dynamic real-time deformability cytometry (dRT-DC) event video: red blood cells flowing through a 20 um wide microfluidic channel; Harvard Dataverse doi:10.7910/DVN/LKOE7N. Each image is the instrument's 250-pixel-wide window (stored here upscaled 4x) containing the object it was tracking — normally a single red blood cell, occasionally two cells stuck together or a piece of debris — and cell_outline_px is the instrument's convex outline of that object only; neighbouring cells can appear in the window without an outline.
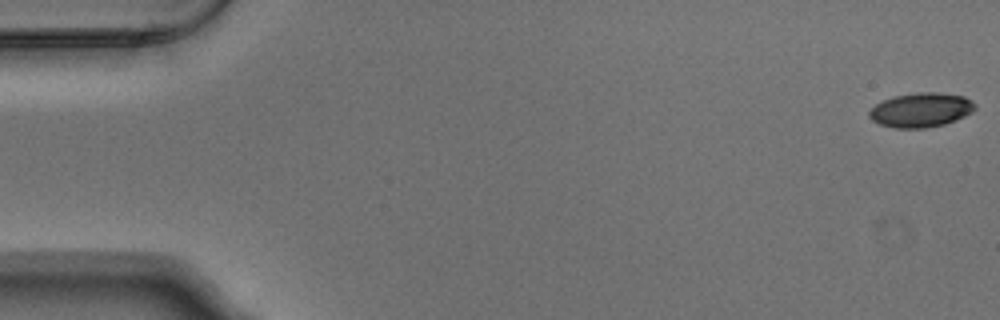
{"species": "Egyptian fruit bat (a non-hibernating species)", "species_latin": "Rousettus aegyptiacus", "temperature_condition": "warm", "stored_images_in_passage": 5, "camera_frame_rate_fps": 3000, "um_per_image_px": 0.085, "animal": {"sex": "male"}, "frame": {"image": 1, "passage_image": 1, "time_ms": 0.0, "image_size_px": [1000, 320], "cell_outline_px": [[976, 108], [972, 112], [956, 120], [944, 124], [924, 128], [896, 128], [880, 124], [872, 120], [868, 116], [868, 112], [876, 104], [892, 96], [916, 92], [936, 92], [964, 96], [972, 100], [976, 104]], "centroid_in_image_um": [78.29, 9.34], "position_along_channel_um": 6.7, "area_um2": 21.27}}
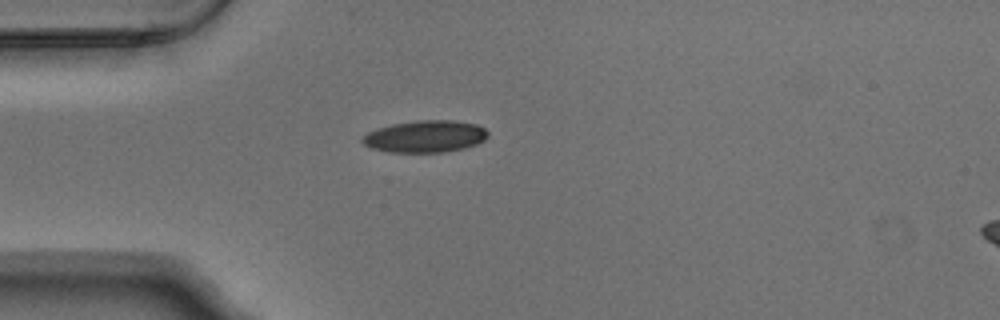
{"frame": {"image": 2, "passage_image": 4, "time_ms": 1.0, "image_size_px": [1000, 320], "cell_outline_px": [[488, 136], [484, 140], [476, 144], [464, 148], [444, 152], [388, 152], [372, 148], [364, 144], [360, 140], [368, 132], [376, 128], [392, 124], [416, 120], [452, 120], [476, 124], [484, 128], [488, 132]], "centroid_in_image_um": [36.14, 11.59], "position_along_channel_um": 48.9, "area_um2": 23.41}}